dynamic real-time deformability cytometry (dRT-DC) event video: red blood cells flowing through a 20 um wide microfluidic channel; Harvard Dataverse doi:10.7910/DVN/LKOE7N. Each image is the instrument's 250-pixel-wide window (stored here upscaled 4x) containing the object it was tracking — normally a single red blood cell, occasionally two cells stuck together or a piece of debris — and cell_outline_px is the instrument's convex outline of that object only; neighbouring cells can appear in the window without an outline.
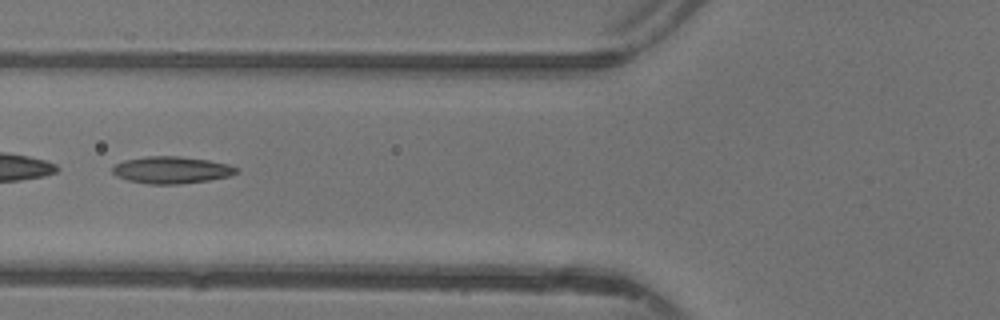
{"species": "common noctule bat (a hibernating species)", "species_latin": "Nyctalus noctula", "temperature_condition": "warm", "stored_images_in_passage": 39, "camera_frame_rate_fps": 3000, "um_per_image_px": 0.085, "animal": {"sex": "female"}, "frame": {"image": 1, "passage_image": 12, "time_ms": 3.667, "image_size_px": [1000, 320], "cell_outline_px": [[240, 172], [232, 176], [208, 180], [176, 184], [148, 184], [128, 180], [116, 176], [112, 172], [112, 164], [124, 160], [144, 156], [180, 156], [208, 160], [228, 164], [240, 168]], "centroid_in_image_um": [14.59, 14.44], "position_along_channel_um": 111.2, "area_um2": 19.77}}
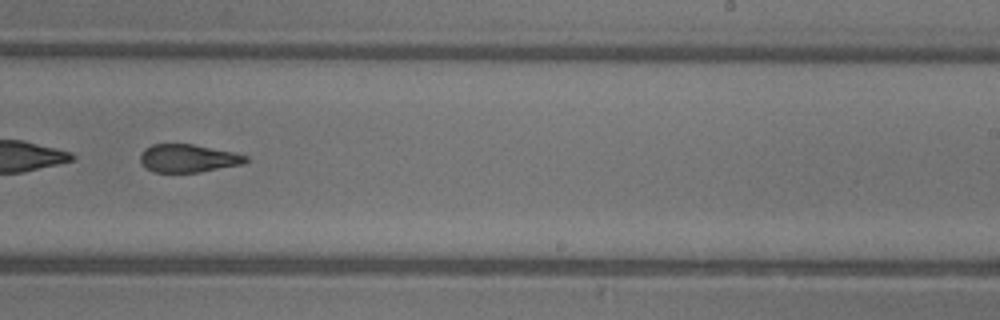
{"frame": {"image": 2, "passage_image": 23, "time_ms": 7.333, "image_size_px": [1000, 320], "cell_outline_px": [[248, 160], [244, 164], [200, 172], [156, 172], [148, 168], [140, 160], [140, 152], [144, 148], [152, 144], [192, 144], [232, 152], [248, 156]], "centroid_in_image_um": [16.0, 13.45], "position_along_channel_um": 273.0, "area_um2": 17.11}, "authors_computed_cell_mechanics": {"area_um2": 19.0162, "velocity_mm_per_s": 4.4178, "shape_relaxation_time_tau1_ms": 5.7866, "shape_relaxation_time_tau2_ms": 2.6962, "deformation_change_tau1": 0.1903, "deformation_change_tau2": 0.1222}}